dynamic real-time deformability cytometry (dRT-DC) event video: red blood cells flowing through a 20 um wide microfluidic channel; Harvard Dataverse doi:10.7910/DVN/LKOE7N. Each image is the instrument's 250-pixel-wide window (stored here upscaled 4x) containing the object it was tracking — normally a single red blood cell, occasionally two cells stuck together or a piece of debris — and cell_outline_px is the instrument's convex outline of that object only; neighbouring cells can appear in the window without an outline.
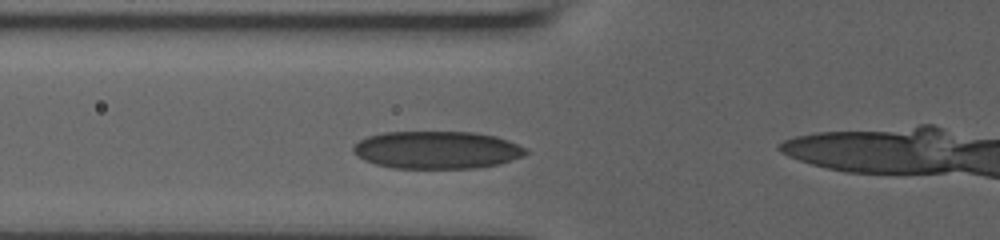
{"species": "human", "species_latin": "Homo sapiens", "temperature_condition": "room temperature", "stored_images_in_passage": 5, "segment_of_instrument_passage": [1, 2], "camera_frame_rate_fps": 3000, "um_per_image_px": 0.085, "donor": {"sex": "male"}, "frame": {"image": 1, "passage_image": 4, "time_ms": 2.333, "image_size_px": [1000, 240], "cell_outline_px": [[532, 152], [524, 156], [500, 164], [476, 168], [392, 168], [376, 164], [364, 160], [356, 156], [352, 152], [352, 148], [360, 140], [368, 136], [384, 132], [476, 132], [496, 136], [508, 140], [528, 148]], "centroid_in_image_um": [37.18, 12.74], "position_along_channel_um": 88.6, "area_um2": 38.21}}